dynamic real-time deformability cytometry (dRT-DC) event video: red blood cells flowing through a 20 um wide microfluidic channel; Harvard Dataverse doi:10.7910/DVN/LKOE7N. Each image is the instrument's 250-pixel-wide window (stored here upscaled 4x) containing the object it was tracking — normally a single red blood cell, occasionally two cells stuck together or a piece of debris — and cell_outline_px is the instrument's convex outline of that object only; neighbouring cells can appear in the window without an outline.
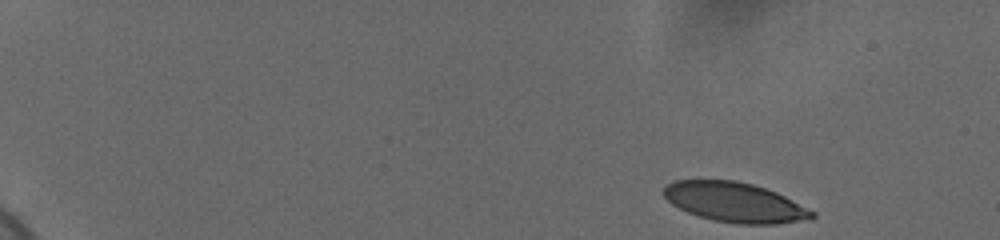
{"species": "human", "species_latin": "Homo sapiens", "temperature_condition": "cold", "stored_images_in_passage": 52, "camera_frame_rate_fps": 3000, "um_per_image_px": 0.085, "donor": {"sex": "female"}, "frame": {"image": 1, "passage_image": 1, "time_ms": 0.0, "image_size_px": [1000, 240], "cell_outline_px": [[816, 216], [812, 220], [776, 224], [736, 224], [712, 220], [688, 212], [672, 204], [664, 196], [664, 184], [672, 180], [736, 180], [752, 184], [776, 192], [816, 212]], "centroid_in_image_um": [62.48, 17.2], "position_along_channel_um": 22.5, "area_um2": 34.56}}
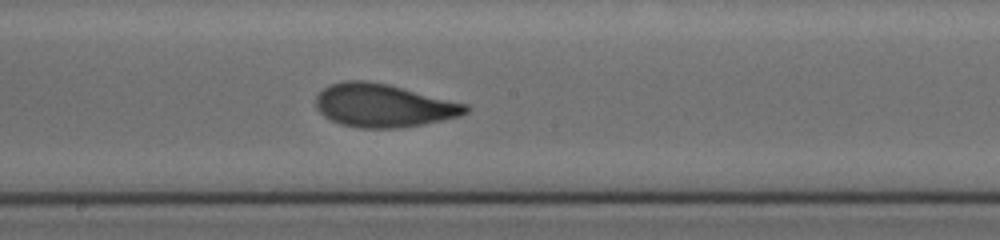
{"frame": {"image": 2, "passage_image": 29, "time_ms": 9.333, "image_size_px": [1000, 240], "cell_outline_px": [[468, 112], [460, 116], [424, 124], [396, 128], [360, 128], [340, 124], [324, 116], [316, 108], [316, 96], [324, 88], [332, 84], [344, 80], [364, 80], [388, 84], [468, 104]], "centroid_in_image_um": [32.59, 8.97], "position_along_channel_um": 215.6, "area_um2": 37.63}}
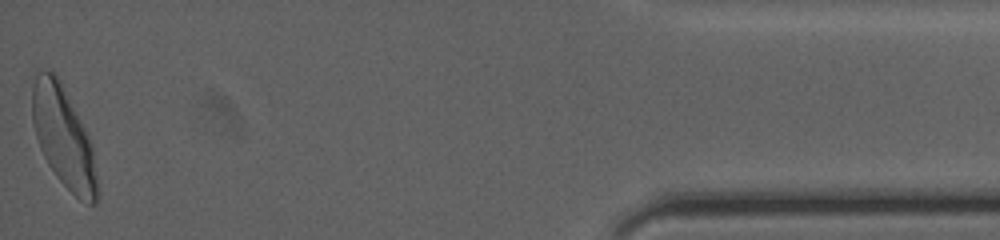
{"frame": {"image": 3, "passage_image": 52, "time_ms": 17.0, "image_size_px": [1000, 240], "cell_outline_px": [[100, 196], [96, 204], [88, 204], [80, 200], [56, 176], [48, 164], [40, 148], [36, 136], [32, 120], [32, 84], [36, 68], [52, 72], [60, 80], [92, 144], [100, 192]], "centroid_in_image_um": [5.4, 11.68], "position_along_channel_um": 429.8, "area_um2": 38.21}, "authors_computed_cell_mechanics": {"area_um2": 36.703, "velocity_mm_per_s": 3.6701, "shape_relaxation_time_tau1_ms": 3.7902, "shape_relaxation_time_tau2_ms": 1.0537, "deformation_change_tau1": 0.1623, "deformation_change_tau2": 0.0662}}